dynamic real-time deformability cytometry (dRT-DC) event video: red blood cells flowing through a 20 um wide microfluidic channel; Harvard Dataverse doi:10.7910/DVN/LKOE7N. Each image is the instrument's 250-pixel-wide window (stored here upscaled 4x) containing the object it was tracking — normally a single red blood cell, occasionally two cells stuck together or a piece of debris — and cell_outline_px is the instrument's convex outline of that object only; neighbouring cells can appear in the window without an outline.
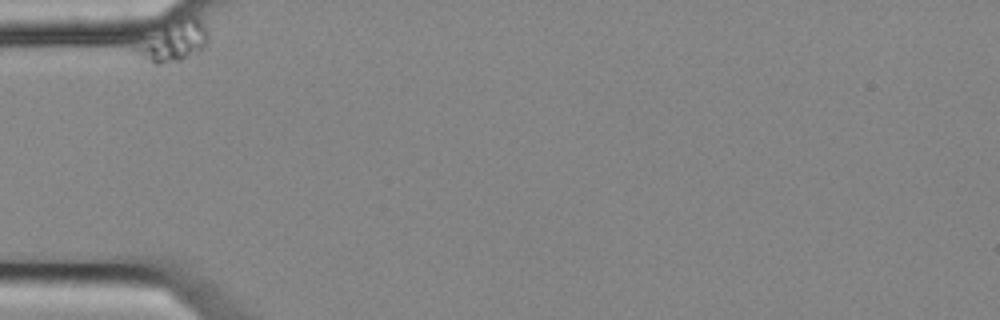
{"species": "common noctule bat (a hibernating species)", "species_latin": "Nyctalus noctula", "temperature_condition": "cold", "stored_images_in_passage": 9, "camera_frame_rate_fps": 3000, "um_per_image_px": 0.085, "animal": {"sex": "female", "body_mass_g": 25.1}, "frame": {"image": 1, "passage_image": 1, "time_ms": 0.0, "image_size_px": [1000, 320], "cell_outline_px": [[208, 44], [200, 52], [180, 60], [160, 64], [156, 64], [132, 48], [164, 24], [176, 16], [188, 12], [196, 16], [204, 24], [208, 32]], "centroid_in_image_um": [14.87, 3.4], "position_along_channel_um": 70.1, "area_um2": 17.34}}